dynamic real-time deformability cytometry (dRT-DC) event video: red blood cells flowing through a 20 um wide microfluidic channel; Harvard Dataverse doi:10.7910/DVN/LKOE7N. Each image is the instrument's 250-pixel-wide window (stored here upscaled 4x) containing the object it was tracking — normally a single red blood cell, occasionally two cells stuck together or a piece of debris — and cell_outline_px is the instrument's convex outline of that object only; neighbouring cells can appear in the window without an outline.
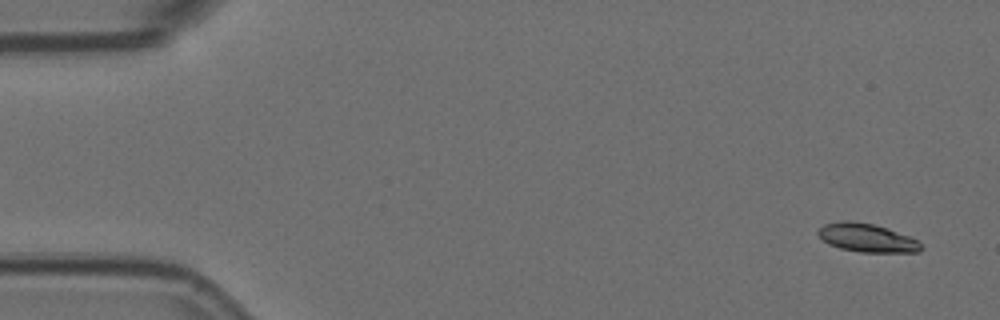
{"species": "Egyptian fruit bat (a non-hibernating species)", "species_latin": "Rousettus aegyptiacus", "temperature_condition": "room temperature", "stored_images_in_passage": 4, "camera_frame_rate_fps": 3000, "um_per_image_px": 0.085, "animal": {"sex": "female"}, "frame": {"image": 1, "passage_image": 1, "time_ms": 0.0, "image_size_px": [1000, 320], "cell_outline_px": [[924, 248], [920, 252], [860, 252], [840, 248], [828, 244], [816, 232], [824, 224], [844, 220], [852, 220], [872, 224], [908, 236], [916, 240]], "centroid_in_image_um": [73.66, 20.22], "position_along_channel_um": 11.3, "area_um2": 16.82}}
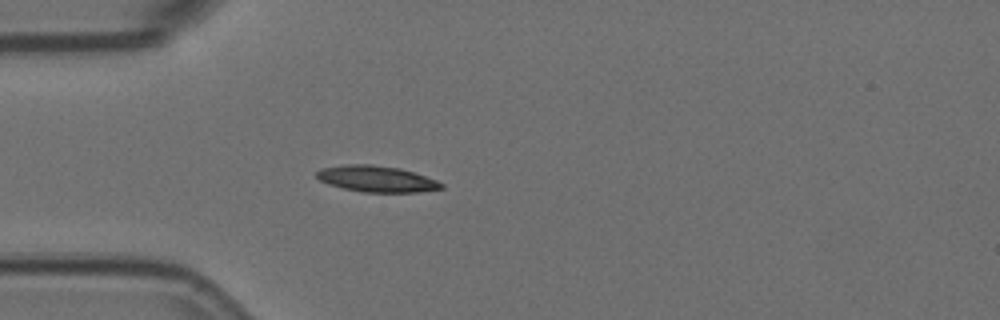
{"frame": {"image": 2, "passage_image": 4, "time_ms": 1.0, "image_size_px": [1000, 320], "cell_outline_px": [[444, 188], [420, 192], [360, 192], [328, 184], [320, 180], [316, 176], [316, 172], [320, 168], [344, 164], [372, 164], [400, 168], [436, 180], [444, 184]], "centroid_in_image_um": [31.99, 15.2], "position_along_channel_um": 53.0, "area_um2": 19.07}}